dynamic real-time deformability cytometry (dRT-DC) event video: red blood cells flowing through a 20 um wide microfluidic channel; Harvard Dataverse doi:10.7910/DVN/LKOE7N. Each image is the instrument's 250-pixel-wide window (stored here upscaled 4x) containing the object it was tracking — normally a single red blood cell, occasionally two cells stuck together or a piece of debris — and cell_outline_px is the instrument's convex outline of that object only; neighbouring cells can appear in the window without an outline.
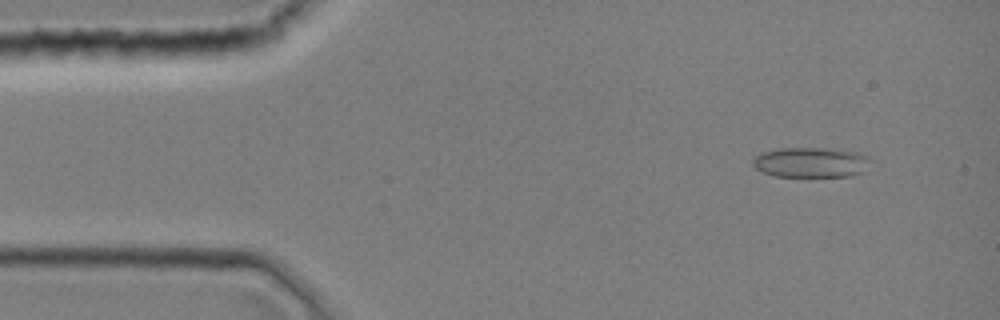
{"species": "common noctule bat (a hibernating species)", "species_latin": "Nyctalus noctula", "temperature_condition": "room temperature", "stored_images_in_passage": 43, "camera_frame_rate_fps": 3000, "um_per_image_px": 0.085, "animal": {"sex": "female", "body_mass_g": 19.0, "forearm_length_mm": 51.5}, "frame": {"image": 1, "passage_image": 4, "time_ms": 1.0, "image_size_px": [1000, 320], "cell_outline_px": [[872, 160], [868, 172], [852, 176], [776, 176], [764, 172], [756, 168], [752, 164], [752, 160], [756, 156], [764, 152], [780, 148], [824, 148], [856, 152], [868, 156]], "centroid_in_image_um": [69.02, 13.81], "position_along_channel_um": 16.0, "area_um2": 20.81}}
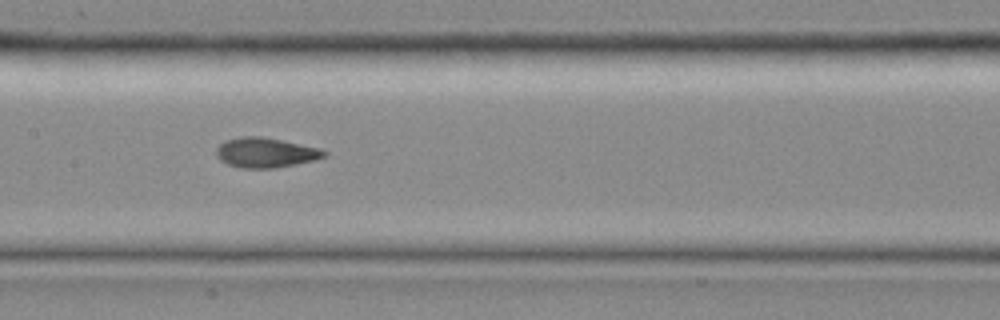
{"frame": {"image": 2, "passage_image": 21, "time_ms": 6.667, "image_size_px": [1000, 320], "cell_outline_px": [[328, 152], [324, 156], [316, 160], [276, 168], [240, 168], [228, 164], [220, 160], [216, 156], [216, 148], [224, 140], [240, 136], [260, 136], [320, 148]], "centroid_in_image_um": [22.55, 12.97], "position_along_channel_um": 184.9, "area_um2": 18.84}}
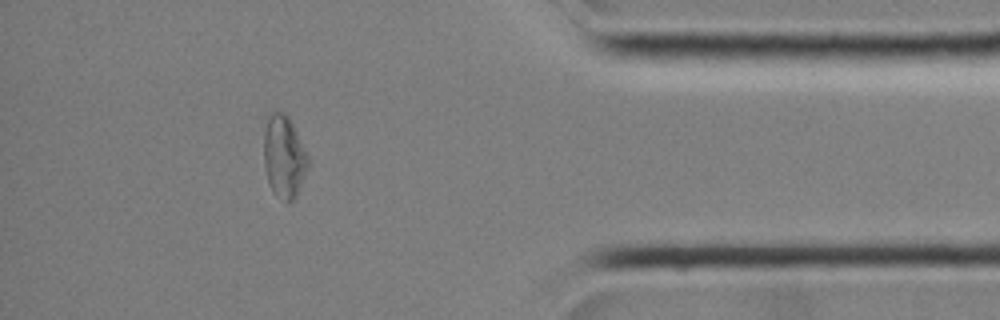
{"frame": {"image": 3, "passage_image": 38, "time_ms": 12.333, "image_size_px": [1000, 320], "cell_outline_px": [[308, 168], [296, 196], [292, 200], [284, 200], [276, 196], [272, 192], [268, 184], [264, 164], [264, 116], [268, 112], [284, 112], [288, 116], [308, 156]], "centroid_in_image_um": [24.09, 13.28], "position_along_channel_um": 411.1, "area_um2": 21.39}}